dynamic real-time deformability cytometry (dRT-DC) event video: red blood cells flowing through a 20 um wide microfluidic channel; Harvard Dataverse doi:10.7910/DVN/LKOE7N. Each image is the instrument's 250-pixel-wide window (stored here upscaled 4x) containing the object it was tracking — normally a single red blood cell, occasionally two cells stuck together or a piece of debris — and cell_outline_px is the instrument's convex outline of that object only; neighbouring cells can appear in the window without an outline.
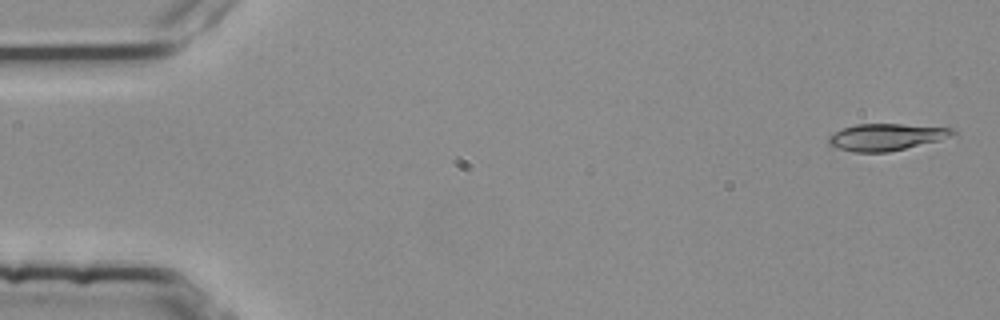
{"species": "common noctule bat (a hibernating species)", "species_latin": "Nyctalus noctula", "temperature_condition": "room temperature", "stored_images_in_passage": 4, "segment_of_instrument_passage": [1, 2], "camera_frame_rate_fps": 3000, "um_per_image_px": 0.085, "animal": {"sex": "female", "body_mass_g": 25.1}, "frame": {"image": 1, "passage_image": 1, "time_ms": 0.0, "image_size_px": [1000, 320], "cell_outline_px": [[956, 136], [888, 152], [852, 152], [836, 148], [828, 144], [828, 136], [844, 128], [856, 124], [900, 124], [956, 128]], "centroid_in_image_um": [75.36, 11.65], "position_along_channel_um": 9.6, "area_um2": 19.48}}